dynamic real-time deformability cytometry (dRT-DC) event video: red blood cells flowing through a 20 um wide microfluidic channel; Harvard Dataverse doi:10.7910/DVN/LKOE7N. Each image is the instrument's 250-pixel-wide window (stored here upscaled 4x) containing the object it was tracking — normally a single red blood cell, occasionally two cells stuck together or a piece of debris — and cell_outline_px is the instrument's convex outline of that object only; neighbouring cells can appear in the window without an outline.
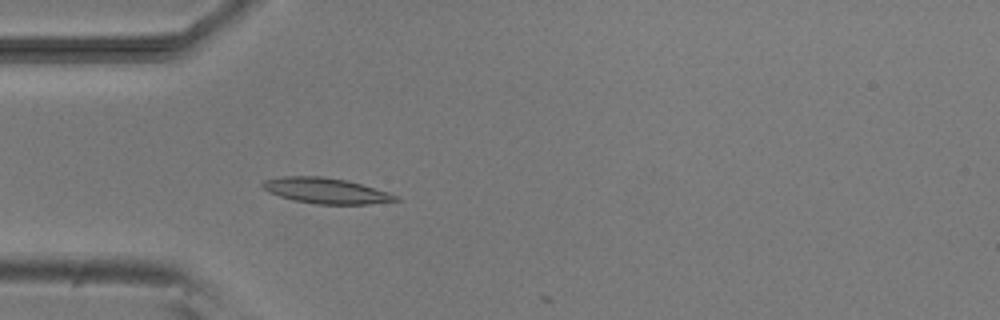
{"species": "common noctule bat (a hibernating species)", "species_latin": "Nyctalus noctula", "temperature_condition": "room temperature", "stored_images_in_passage": 5, "camera_frame_rate_fps": 3000, "um_per_image_px": 0.085, "animal": {"sex": "male", "body_mass_g": 20.5, "forearm_length_mm": 52.5}, "frame": {"image": 1, "passage_image": 5, "time_ms": 5.333, "image_size_px": [1000, 320], "cell_outline_px": [[400, 200], [368, 204], [316, 204], [296, 200], [280, 196], [268, 192], [260, 184], [264, 180], [284, 176], [324, 176], [348, 180], [388, 192], [400, 196]], "centroid_in_image_um": [27.73, 16.2], "position_along_channel_um": 57.3, "area_um2": 19.83}}